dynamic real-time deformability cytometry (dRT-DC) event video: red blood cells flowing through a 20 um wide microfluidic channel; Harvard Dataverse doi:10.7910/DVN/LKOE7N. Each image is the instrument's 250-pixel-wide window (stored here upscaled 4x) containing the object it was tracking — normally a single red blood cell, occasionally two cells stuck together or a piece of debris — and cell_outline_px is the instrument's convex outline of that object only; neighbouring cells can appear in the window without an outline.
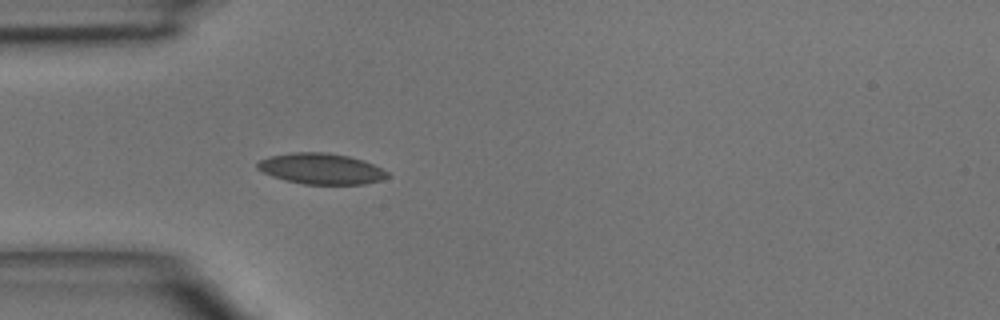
{"species": "common noctule bat (a hibernating species)", "species_latin": "Nyctalus noctula", "temperature_condition": "room temperature", "stored_images_in_passage": 4, "camera_frame_rate_fps": 3000, "um_per_image_px": 0.085, "animal": {"sex": "male", "body_mass_g": 15.6}, "frame": {"image": 1, "passage_image": 4, "time_ms": 3.667, "image_size_px": [1000, 320], "cell_outline_px": [[388, 176], [380, 180], [364, 184], [304, 184], [284, 180], [272, 176], [256, 168], [256, 164], [260, 160], [268, 156], [292, 152], [328, 152], [348, 156], [364, 160], [388, 172]], "centroid_in_image_um": [27.26, 14.33], "position_along_channel_um": 57.7, "area_um2": 23.35}}